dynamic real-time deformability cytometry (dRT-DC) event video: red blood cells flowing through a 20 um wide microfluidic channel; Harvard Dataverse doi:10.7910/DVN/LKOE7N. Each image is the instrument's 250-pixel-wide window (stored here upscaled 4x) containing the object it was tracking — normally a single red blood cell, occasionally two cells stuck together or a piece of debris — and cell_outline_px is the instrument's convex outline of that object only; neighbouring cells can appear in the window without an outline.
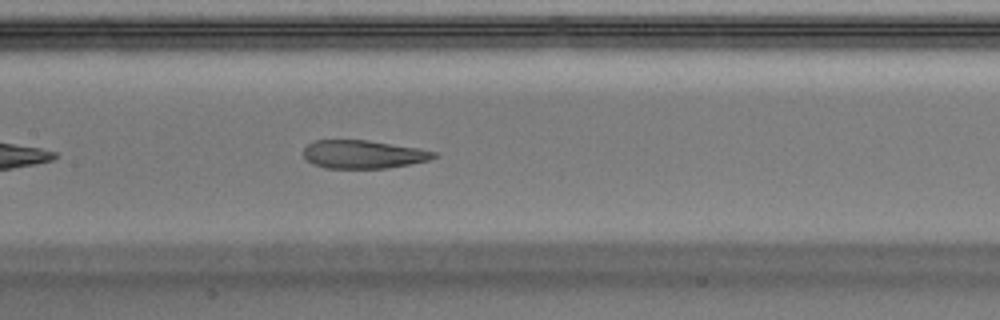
{"species": "Egyptian fruit bat (a non-hibernating species)", "species_latin": "Rousettus aegyptiacus", "temperature_condition": "warm", "stored_images_in_passage": 36, "camera_frame_rate_fps": 3000, "um_per_image_px": 0.085, "animal": {"sex": "male"}, "frame": {"image": 1, "passage_image": 11, "time_ms": 3.333, "image_size_px": [1000, 320], "cell_outline_px": [[440, 156], [428, 160], [408, 164], [384, 168], [324, 168], [312, 164], [304, 156], [304, 148], [308, 144], [316, 140], [368, 140], [420, 148], [436, 152]], "centroid_in_image_um": [30.89, 13.11], "position_along_channel_um": 176.5, "area_um2": 21.44}, "authors_computed_cell_mechanics": {"area_um2": 24.6806, "velocity_mm_per_s": 4.1002, "shape_relaxation_time_tau1_ms": null, "shape_relaxation_time_tau2_ms": 1.6022, "deformation_change_tau1": null, "deformation_change_tau2": 0.0995}}